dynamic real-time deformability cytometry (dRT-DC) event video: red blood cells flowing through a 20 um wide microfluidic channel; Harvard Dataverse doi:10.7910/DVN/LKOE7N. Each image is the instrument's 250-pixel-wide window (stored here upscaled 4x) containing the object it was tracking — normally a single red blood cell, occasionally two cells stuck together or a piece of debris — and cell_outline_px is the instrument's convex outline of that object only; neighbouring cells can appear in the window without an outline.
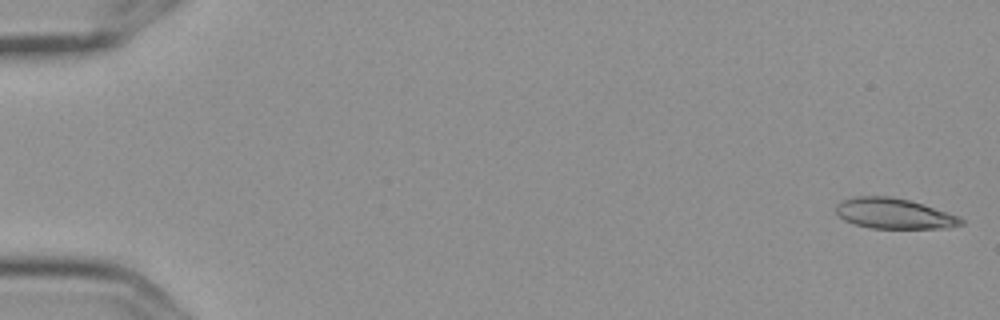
{"species": "Egyptian fruit bat (a non-hibernating species)", "species_latin": "Rousettus aegyptiacus", "temperature_condition": "cold", "stored_images_in_passage": 7, "camera_frame_rate_fps": 3000, "um_per_image_px": 0.085, "frame": {"image": 1, "passage_image": 1, "time_ms": 0.0, "image_size_px": [1000, 320], "cell_outline_px": [[964, 224], [948, 228], [872, 228], [856, 224], [844, 220], [836, 212], [836, 204], [844, 200], [860, 196], [892, 196], [908, 200], [960, 216], [964, 220]], "centroid_in_image_um": [76.02, 18.16], "position_along_channel_um": 9.0, "area_um2": 21.96}}
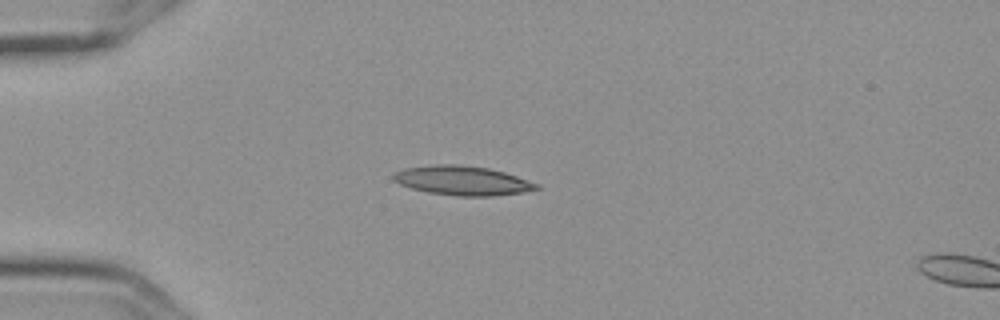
{"frame": {"image": 2, "passage_image": 5, "time_ms": 1.333, "image_size_px": [1000, 320], "cell_outline_px": [[540, 188], [520, 192], [492, 196], [456, 196], [428, 192], [412, 188], [400, 184], [392, 180], [392, 176], [396, 172], [404, 168], [436, 164], [456, 164], [488, 168], [504, 172], [540, 184]], "centroid_in_image_um": [39.28, 15.34], "position_along_channel_um": 45.7, "area_um2": 24.28}}
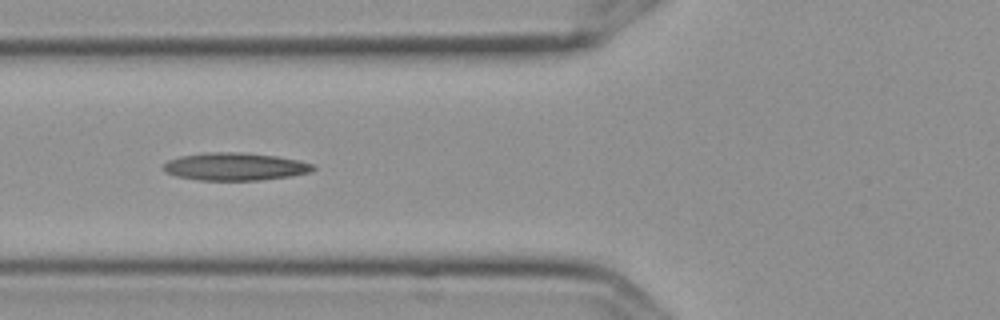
{"frame": {"image": 3, "passage_image": 7, "time_ms": 2.0, "image_size_px": [1000, 320], "cell_outline_px": [[316, 168], [312, 172], [292, 176], [260, 180], [200, 180], [176, 176], [168, 172], [164, 168], [164, 164], [168, 160], [180, 156], [204, 152], [240, 152], [276, 156], [296, 160], [312, 164]], "centroid_in_image_um": [20.0, 14.16], "position_along_channel_um": 105.8, "area_um2": 24.04}}